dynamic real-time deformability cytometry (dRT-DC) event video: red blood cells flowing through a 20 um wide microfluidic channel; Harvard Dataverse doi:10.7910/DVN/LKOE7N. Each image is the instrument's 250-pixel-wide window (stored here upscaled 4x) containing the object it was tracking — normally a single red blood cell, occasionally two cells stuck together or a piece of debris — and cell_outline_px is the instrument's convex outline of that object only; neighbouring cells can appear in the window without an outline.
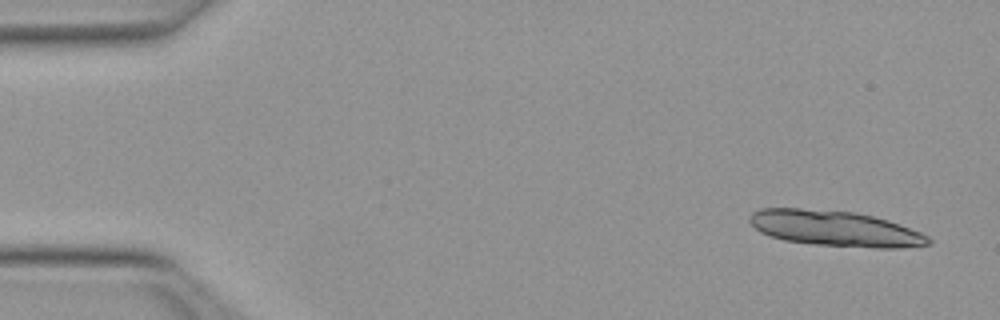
{"species": "Egyptian fruit bat (a non-hibernating species)", "species_latin": "Rousettus aegyptiacus", "temperature_condition": "warm", "stored_images_in_passage": 12, "camera_frame_rate_fps": 3000, "um_per_image_px": 0.085, "animal": {"sex": "female"}, "frame": {"image": 1, "passage_image": 1, "time_ms": 0.0, "image_size_px": [1000, 320], "cell_outline_px": [[932, 244], [900, 248], [876, 248], [812, 244], [784, 240], [768, 236], [760, 232], [748, 220], [752, 212], [760, 208], [800, 208], [852, 212], [872, 216], [888, 220], [920, 232], [928, 236], [932, 240]], "centroid_in_image_um": [70.97, 19.43], "position_along_channel_um": 14.0, "area_um2": 37.05}}